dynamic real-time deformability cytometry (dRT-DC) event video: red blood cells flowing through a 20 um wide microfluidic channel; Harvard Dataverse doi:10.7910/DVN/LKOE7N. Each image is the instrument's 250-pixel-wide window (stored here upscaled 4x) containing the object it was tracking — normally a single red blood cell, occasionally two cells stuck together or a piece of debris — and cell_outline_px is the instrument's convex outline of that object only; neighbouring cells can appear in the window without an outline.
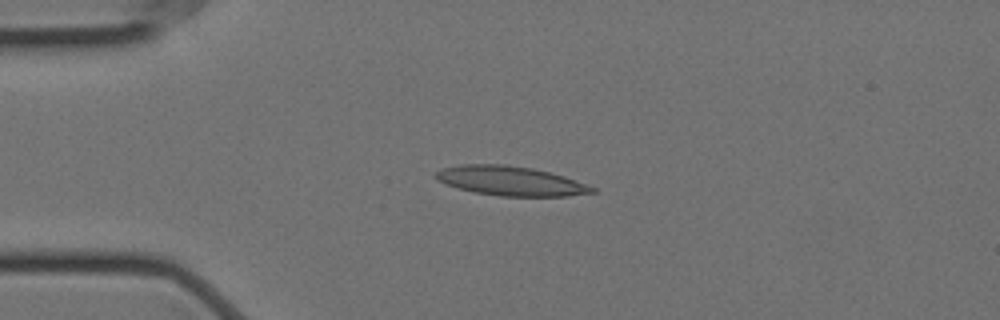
{"species": "Egyptian fruit bat (a non-hibernating species)", "species_latin": "Rousettus aegyptiacus", "temperature_condition": "cold", "stored_images_in_passage": 56, "camera_frame_rate_fps": 3000, "um_per_image_px": 0.085, "animal": {"sex": "female"}, "frame": {"image": 1, "passage_image": 13, "time_ms": 4.0, "image_size_px": [1000, 320], "cell_outline_px": [[596, 192], [568, 196], [500, 196], [476, 192], [444, 184], [436, 180], [432, 176], [440, 168], [460, 164], [504, 164], [532, 168], [564, 176], [588, 184], [596, 188]], "centroid_in_image_um": [43.37, 15.37], "position_along_channel_um": 41.6, "area_um2": 26.93}}
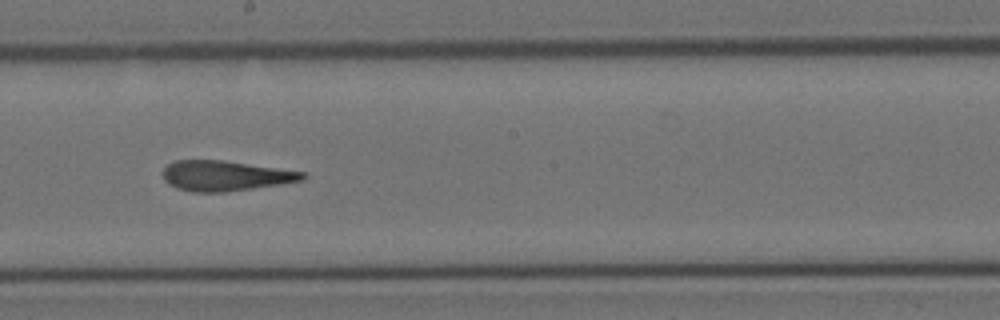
{"frame": {"image": 2, "passage_image": 31, "time_ms": 10.0, "image_size_px": [1000, 320], "cell_outline_px": [[308, 176], [304, 180], [280, 184], [224, 192], [192, 192], [176, 188], [168, 184], [164, 180], [160, 172], [168, 164], [176, 160], [224, 160], [304, 172]], "centroid_in_image_um": [19.11, 14.94], "position_along_channel_um": 229.1, "area_um2": 24.68}}
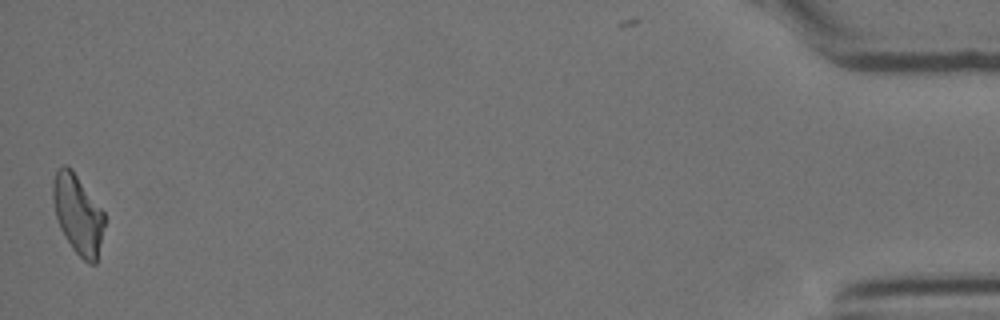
{"frame": {"image": 3, "passage_image": 56, "time_ms": 18.333, "image_size_px": [1000, 320], "cell_outline_px": [[104, 224], [96, 264], [88, 264], [72, 248], [64, 236], [60, 228], [56, 216], [52, 200], [52, 180], [56, 168], [64, 164], [68, 164], [72, 168], [104, 212]], "centroid_in_image_um": [6.59, 18.16], "position_along_channel_um": 428.6, "area_um2": 23.99}, "authors_computed_cell_mechanics": {"area_um2": 25.2008, "velocity_mm_per_s": 3.5266, "shape_relaxation_time_tau1_ms": null, "shape_relaxation_time_tau2_ms": 2.9211, "deformation_change_tau1": null, "deformation_change_tau2": 0.1406}}